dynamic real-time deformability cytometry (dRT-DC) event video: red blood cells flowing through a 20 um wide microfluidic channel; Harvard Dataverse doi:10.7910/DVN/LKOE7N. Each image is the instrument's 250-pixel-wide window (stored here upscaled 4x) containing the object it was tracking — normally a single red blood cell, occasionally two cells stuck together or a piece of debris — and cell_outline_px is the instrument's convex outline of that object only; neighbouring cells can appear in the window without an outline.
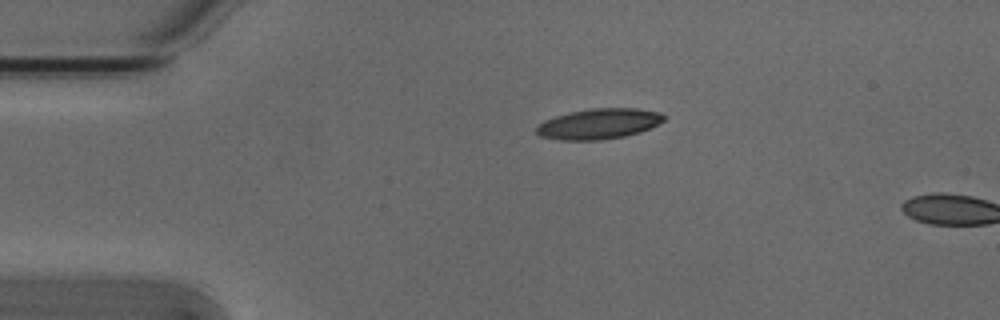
{"species": "Egyptian fruit bat (a non-hibernating species)", "species_latin": "Rousettus aegyptiacus", "temperature_condition": "cold", "stored_images_in_passage": 2, "camera_frame_rate_fps": 3000, "um_per_image_px": 0.085, "animal": {"sex": "male"}, "frame": {"image": 1, "passage_image": 1, "time_ms": 0.0, "image_size_px": [1000, 320], "cell_outline_px": [[664, 120], [640, 132], [624, 136], [600, 140], [560, 140], [540, 136], [536, 132], [536, 128], [544, 120], [568, 112], [592, 108], [636, 108], [660, 112], [664, 116]], "centroid_in_image_um": [50.87, 10.52], "position_along_channel_um": 34.1, "area_um2": 22.48}}